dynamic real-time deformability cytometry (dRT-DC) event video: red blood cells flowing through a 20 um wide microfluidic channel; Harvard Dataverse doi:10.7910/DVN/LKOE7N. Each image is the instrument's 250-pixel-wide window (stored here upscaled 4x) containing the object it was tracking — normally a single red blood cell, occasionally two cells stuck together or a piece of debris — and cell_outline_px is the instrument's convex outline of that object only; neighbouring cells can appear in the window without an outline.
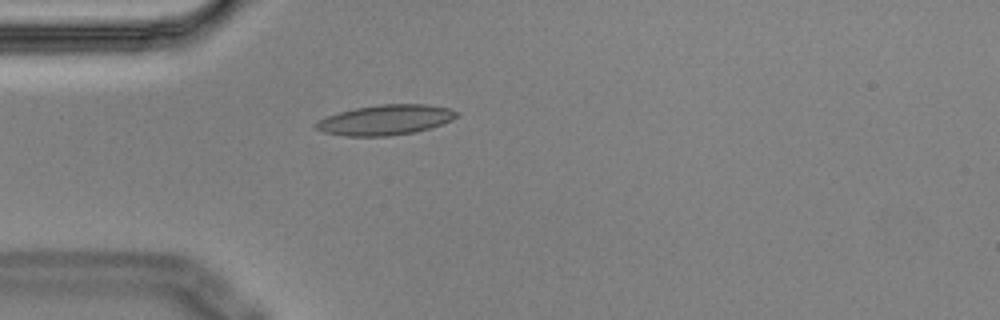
{"species": "Egyptian fruit bat (a non-hibernating species)", "species_latin": "Rousettus aegyptiacus", "temperature_condition": "cold", "stored_images_in_passage": 2, "camera_frame_rate_fps": 3000, "um_per_image_px": 0.085, "animal": {"sex": "male"}, "frame": {"image": 1, "passage_image": 2, "time_ms": 0.333, "image_size_px": [1000, 320], "cell_outline_px": [[460, 112], [452, 120], [416, 132], [388, 136], [344, 136], [324, 132], [316, 128], [312, 124], [328, 116], [340, 112], [356, 108], [380, 104], [424, 104], [448, 108]], "centroid_in_image_um": [32.76, 10.19], "position_along_channel_um": 52.2, "area_um2": 24.51}}